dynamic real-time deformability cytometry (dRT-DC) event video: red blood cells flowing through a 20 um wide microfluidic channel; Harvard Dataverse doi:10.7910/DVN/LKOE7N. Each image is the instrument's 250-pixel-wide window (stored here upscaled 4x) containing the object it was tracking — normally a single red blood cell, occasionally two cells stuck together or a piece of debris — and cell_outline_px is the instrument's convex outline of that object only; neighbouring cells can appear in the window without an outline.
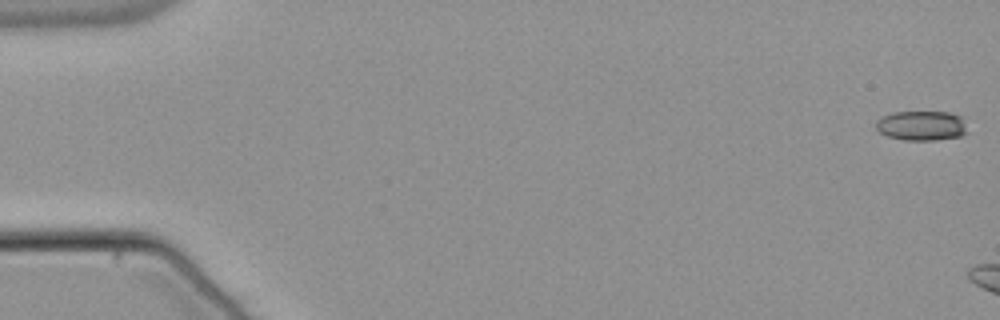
{"species": "common noctule bat (a hibernating species)", "species_latin": "Nyctalus noctula", "temperature_condition": "warm", "stored_images_in_passage": 12, "camera_frame_rate_fps": 3000, "um_per_image_px": 0.085, "animal": {"sex": "male", "body_mass_g": 21.5, "forearm_length_mm": 52.0}, "frame": {"image": 1, "passage_image": 1, "time_ms": 0.0, "image_size_px": [1000, 320], "cell_outline_px": [[968, 132], [960, 136], [936, 140], [904, 140], [888, 136], [880, 132], [876, 128], [876, 120], [880, 116], [892, 112], [948, 112], [960, 116]], "centroid_in_image_um": [78.3, 10.68], "position_along_channel_um": 6.7, "area_um2": 15.84}}